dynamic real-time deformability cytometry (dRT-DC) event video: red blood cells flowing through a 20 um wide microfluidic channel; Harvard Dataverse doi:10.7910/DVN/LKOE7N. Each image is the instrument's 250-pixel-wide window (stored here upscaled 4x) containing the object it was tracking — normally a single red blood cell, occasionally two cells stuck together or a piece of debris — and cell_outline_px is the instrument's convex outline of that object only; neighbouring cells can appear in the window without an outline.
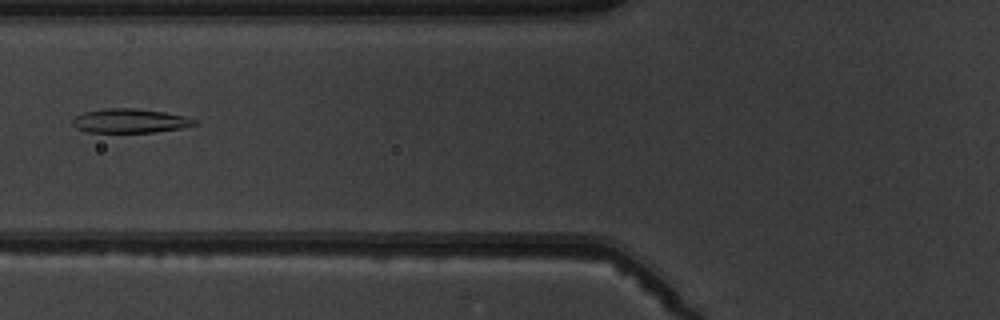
{"species": "common noctule bat (a hibernating species)", "species_latin": "Nyctalus noctula", "temperature_condition": "warm", "stored_images_in_passage": 6, "camera_frame_rate_fps": 3000, "um_per_image_px": 0.085, "animal": {"sex": "male", "body_mass_g": 19.5, "forearm_length_mm": 54.6}, "frame": {"image": 1, "passage_image": 6, "time_ms": 6.333, "image_size_px": [1000, 320], "cell_outline_px": [[196, 124], [180, 128], [156, 132], [88, 132], [76, 128], [72, 124], [72, 120], [76, 116], [84, 112], [104, 108], [132, 108], [164, 112], [184, 116], [196, 120]], "centroid_in_image_um": [11.01, 10.27], "position_along_channel_um": 114.8, "area_um2": 16.99}}